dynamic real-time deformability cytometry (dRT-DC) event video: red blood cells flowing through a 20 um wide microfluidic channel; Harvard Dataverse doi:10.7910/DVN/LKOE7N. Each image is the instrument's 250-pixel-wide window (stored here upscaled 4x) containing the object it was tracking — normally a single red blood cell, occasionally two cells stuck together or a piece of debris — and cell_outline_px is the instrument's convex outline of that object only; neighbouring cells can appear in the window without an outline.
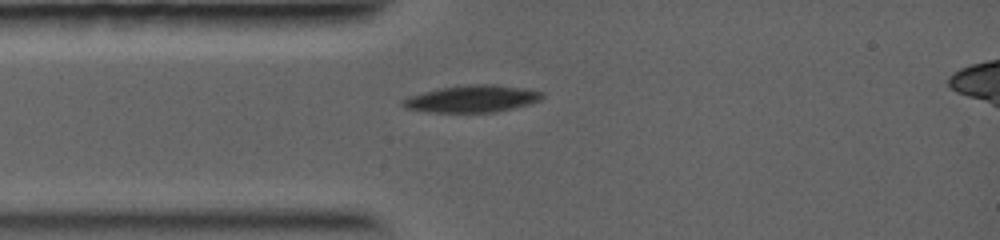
{"species": "common noctule bat (a hibernating species)", "species_latin": "Nyctalus noctula", "temperature_condition": "warm", "stored_images_in_passage": 3, "camera_frame_rate_fps": 5000, "um_per_image_px": 0.085, "animal": {"sex": "female", "body_mass_g": 19.0, "forearm_length_mm": 56.7}, "frame": {"image": 1, "passage_image": 1, "time_ms": 0.0, "image_size_px": [1000, 240], "cell_outline_px": [[544, 96], [540, 100], [528, 104], [496, 112], [428, 112], [404, 108], [400, 104], [400, 100], [424, 92], [440, 88], [468, 84], [496, 84], [524, 88], [544, 92]], "centroid_in_image_um": [40.13, 8.39], "position_along_channel_um": 44.9, "area_um2": 21.96}}